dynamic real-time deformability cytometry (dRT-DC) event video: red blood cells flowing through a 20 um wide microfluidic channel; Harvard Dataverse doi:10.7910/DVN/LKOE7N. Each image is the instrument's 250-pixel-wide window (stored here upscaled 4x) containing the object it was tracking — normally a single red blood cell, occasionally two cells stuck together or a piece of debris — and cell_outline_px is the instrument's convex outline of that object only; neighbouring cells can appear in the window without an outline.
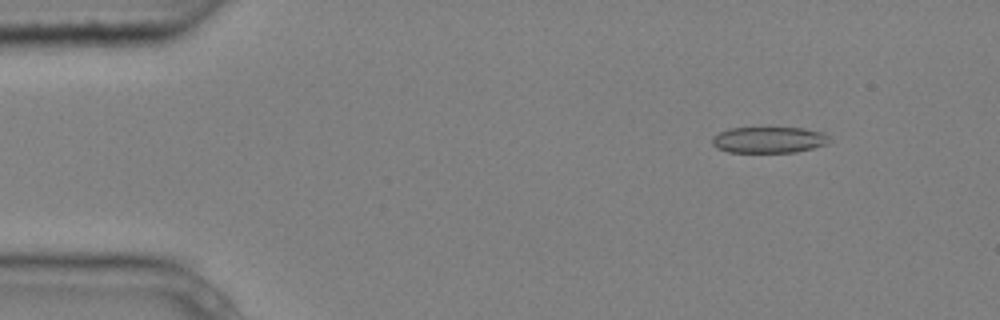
{"species": "common noctule bat (a hibernating species)", "species_latin": "Nyctalus noctula", "temperature_condition": "cold", "stored_images_in_passage": 5, "camera_frame_rate_fps": 3000, "um_per_image_px": 0.085, "animal": {"sex": "male", "body_mass_g": 20.4}, "frame": {"image": 1, "passage_image": 1, "time_ms": 0.0, "image_size_px": [1000, 320], "cell_outline_px": [[828, 144], [796, 152], [728, 152], [716, 148], [712, 144], [712, 136], [728, 128], [804, 128], [824, 132], [828, 136]], "centroid_in_image_um": [65.33, 11.89], "position_along_channel_um": 19.7, "area_um2": 17.92}}
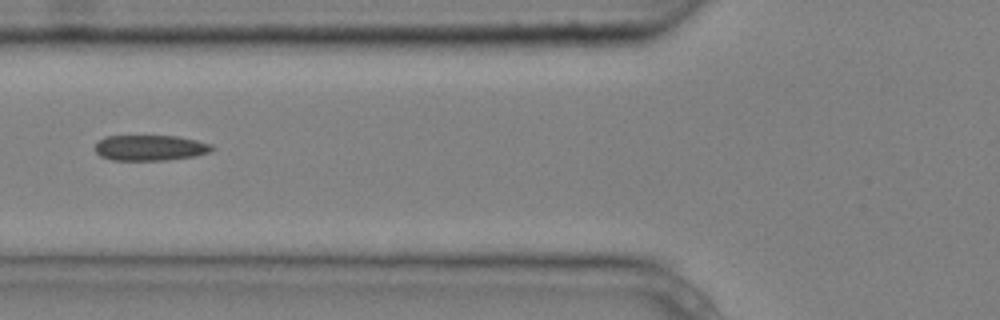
{"frame": {"image": 2, "passage_image": 5, "time_ms": 1.333, "image_size_px": [1000, 320], "cell_outline_px": [[216, 148], [208, 152], [196, 156], [168, 160], [112, 160], [100, 156], [92, 148], [104, 136], [176, 136], [196, 140], [212, 144]], "centroid_in_image_um": [12.76, 12.57], "position_along_channel_um": 113.0, "area_um2": 17.57}}